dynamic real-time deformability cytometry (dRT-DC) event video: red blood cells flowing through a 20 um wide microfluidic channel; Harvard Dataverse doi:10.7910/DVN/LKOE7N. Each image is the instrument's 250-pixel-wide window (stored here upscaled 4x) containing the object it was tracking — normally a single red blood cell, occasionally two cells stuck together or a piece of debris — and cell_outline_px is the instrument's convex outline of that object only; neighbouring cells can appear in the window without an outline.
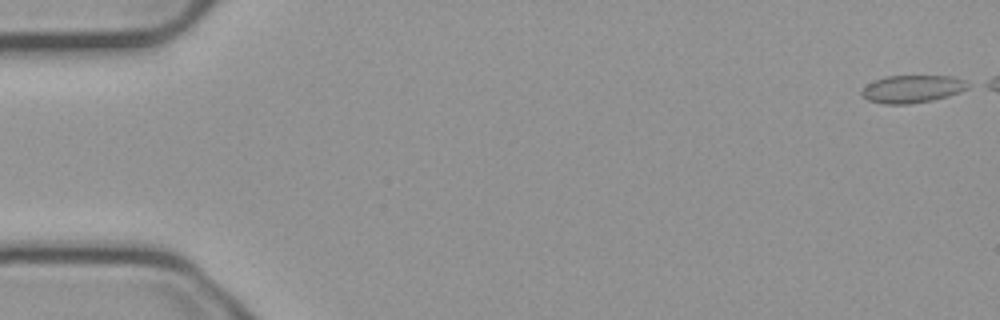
{"species": "common noctule bat (a hibernating species)", "species_latin": "Nyctalus noctula", "temperature_condition": "cold", "stored_images_in_passage": 48, "camera_frame_rate_fps": 3000, "um_per_image_px": 0.085, "animal": {"sex": "male", "body_mass_g": 23.1, "forearm_length_mm": 52.7}, "frame": {"image": 1, "passage_image": 1, "time_ms": 0.0, "image_size_px": [1000, 320], "cell_outline_px": [[972, 84], [968, 88], [960, 92], [948, 96], [932, 100], [908, 104], [884, 104], [868, 100], [860, 92], [868, 84], [884, 76], [952, 76], [964, 80]], "centroid_in_image_um": [77.58, 7.56], "position_along_channel_um": 7.4, "area_um2": 17.05}}
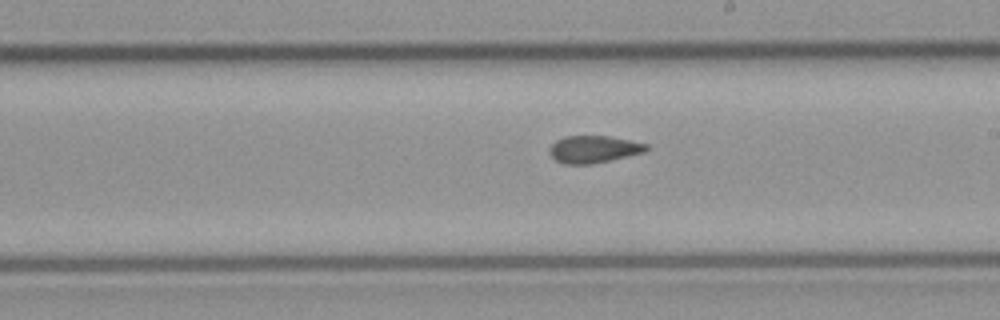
{"frame": {"image": 2, "passage_image": 31, "time_ms": 10.0, "image_size_px": [1000, 320], "cell_outline_px": [[652, 148], [644, 152], [628, 156], [592, 164], [564, 164], [556, 160], [548, 152], [548, 148], [556, 140], [564, 136], [608, 136], [648, 144]], "centroid_in_image_um": [50.46, 12.68], "position_along_channel_um": 238.5, "area_um2": 15.43}}
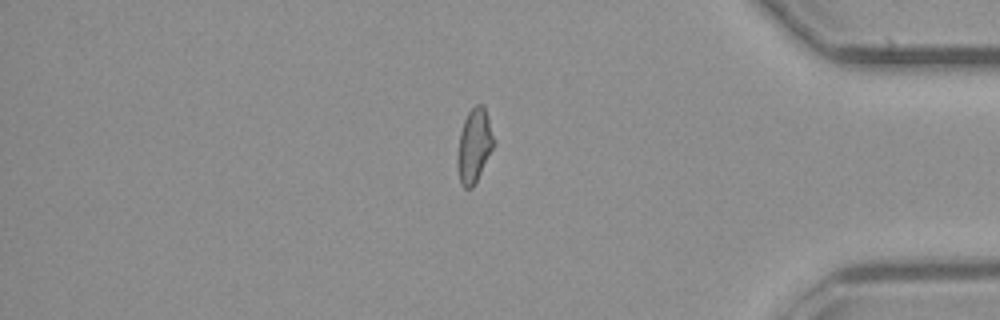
{"frame": {"image": 3, "passage_image": 46, "time_ms": 15.0, "image_size_px": [1000, 320], "cell_outline_px": [[496, 144], [472, 188], [464, 188], [460, 184], [456, 164], [456, 160], [460, 132], [464, 120], [468, 112], [476, 104], [484, 104], [496, 140]], "centroid_in_image_um": [40.32, 12.37], "position_along_channel_um": 394.9, "area_um2": 16.01}, "authors_computed_cell_mechanics": {"area_um2": 15.9528, "velocity_mm_per_s": 3.7594, "shape_relaxation_time_tau1_ms": null, "shape_relaxation_time_tau2_ms": 2.1753, "deformation_change_tau1": null, "deformation_change_tau2": 0.0722}}